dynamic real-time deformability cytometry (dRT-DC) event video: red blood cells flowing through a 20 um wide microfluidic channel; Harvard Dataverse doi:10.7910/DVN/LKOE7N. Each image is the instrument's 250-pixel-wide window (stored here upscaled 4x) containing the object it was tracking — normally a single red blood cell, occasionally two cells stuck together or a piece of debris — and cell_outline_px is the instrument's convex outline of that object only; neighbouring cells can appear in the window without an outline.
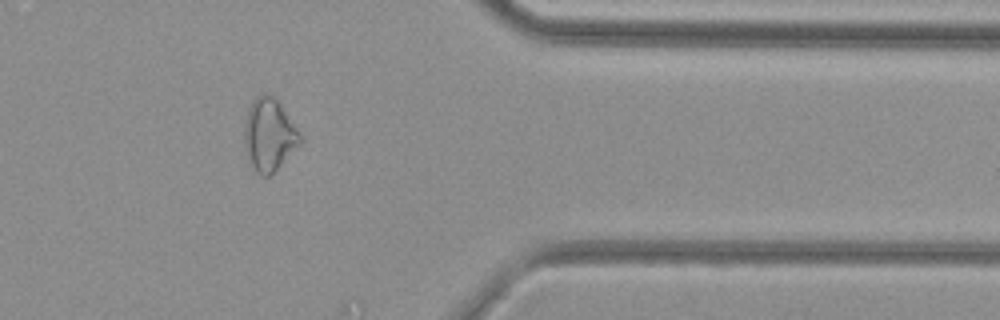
{"species": "common noctule bat (a hibernating species)", "species_latin": "Nyctalus noctula", "temperature_condition": "cold", "stored_images_in_passage": 47, "camera_frame_rate_fps": 3000, "um_per_image_px": 0.085, "animal": {"sex": "female", "body_mass_g": 29.2, "forearm_length_mm": 56.3}, "frame": {"image": 1, "passage_image": 44, "time_ms": 14.333, "image_size_px": [1000, 320], "cell_outline_px": [[304, 140], [268, 176], [260, 176], [256, 172], [244, 148], [244, 124], [248, 108], [252, 100], [256, 96], [264, 92], [268, 92], [280, 104], [304, 136]], "centroid_in_image_um": [22.88, 11.41], "position_along_channel_um": 388.5, "area_um2": 23.58}}